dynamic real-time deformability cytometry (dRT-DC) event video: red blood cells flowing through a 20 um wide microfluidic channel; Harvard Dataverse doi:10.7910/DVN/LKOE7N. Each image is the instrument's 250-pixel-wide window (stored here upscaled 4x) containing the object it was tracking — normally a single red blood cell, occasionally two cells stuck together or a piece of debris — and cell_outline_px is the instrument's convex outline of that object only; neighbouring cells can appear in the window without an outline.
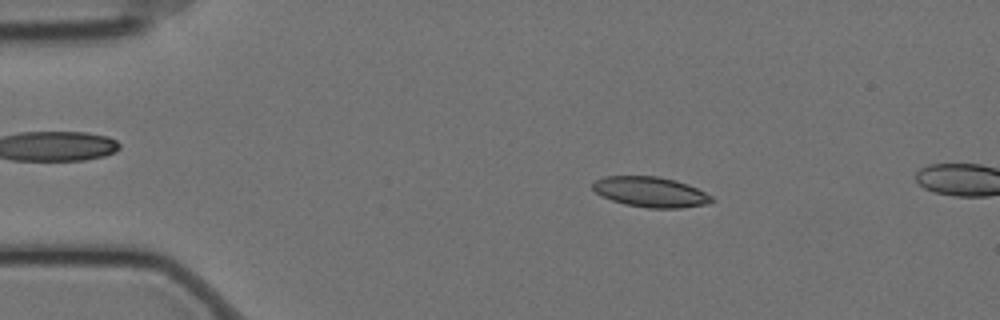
{"species": "Egyptian fruit bat (a non-hibernating species)", "species_latin": "Rousettus aegyptiacus", "temperature_condition": "cold", "stored_images_in_passage": 14, "camera_frame_rate_fps": 3000, "um_per_image_px": 0.085, "animal": {"sex": "female"}, "frame": {"image": 1, "passage_image": 10, "time_ms": 3.0, "image_size_px": [1000, 320], "cell_outline_px": [[716, 200], [708, 204], [680, 208], [648, 208], [624, 204], [600, 196], [592, 188], [592, 184], [596, 180], [604, 176], [660, 176], [676, 180], [688, 184], [712, 196]], "centroid_in_image_um": [55.3, 16.32], "position_along_channel_um": 29.7, "area_um2": 21.15}}